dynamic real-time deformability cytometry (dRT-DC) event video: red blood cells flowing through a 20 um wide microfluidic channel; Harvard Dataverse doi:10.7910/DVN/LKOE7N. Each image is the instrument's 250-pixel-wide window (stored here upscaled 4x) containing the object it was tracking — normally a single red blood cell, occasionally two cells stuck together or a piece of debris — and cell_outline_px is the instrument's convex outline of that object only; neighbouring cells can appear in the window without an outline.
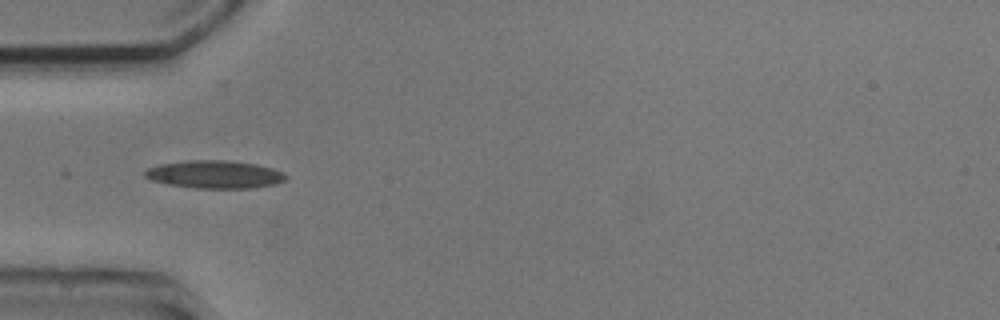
{"species": "common noctule bat (a hibernating species)", "species_latin": "Nyctalus noctula", "temperature_condition": "cold", "stored_images_in_passage": 4, "camera_frame_rate_fps": 3000, "um_per_image_px": 0.085, "animal": {"sex": "male", "body_mass_g": 20.5, "forearm_length_mm": 52.5}, "frame": {"image": 1, "passage_image": 1, "time_ms": 0.0, "image_size_px": [1000, 320], "cell_outline_px": [[288, 176], [284, 180], [276, 184], [252, 188], [196, 188], [168, 184], [152, 180], [144, 176], [144, 172], [148, 168], [160, 164], [188, 160], [228, 160], [256, 164], [272, 168], [284, 172]], "centroid_in_image_um": [18.27, 14.82], "position_along_channel_um": 66.7, "area_um2": 22.89}}